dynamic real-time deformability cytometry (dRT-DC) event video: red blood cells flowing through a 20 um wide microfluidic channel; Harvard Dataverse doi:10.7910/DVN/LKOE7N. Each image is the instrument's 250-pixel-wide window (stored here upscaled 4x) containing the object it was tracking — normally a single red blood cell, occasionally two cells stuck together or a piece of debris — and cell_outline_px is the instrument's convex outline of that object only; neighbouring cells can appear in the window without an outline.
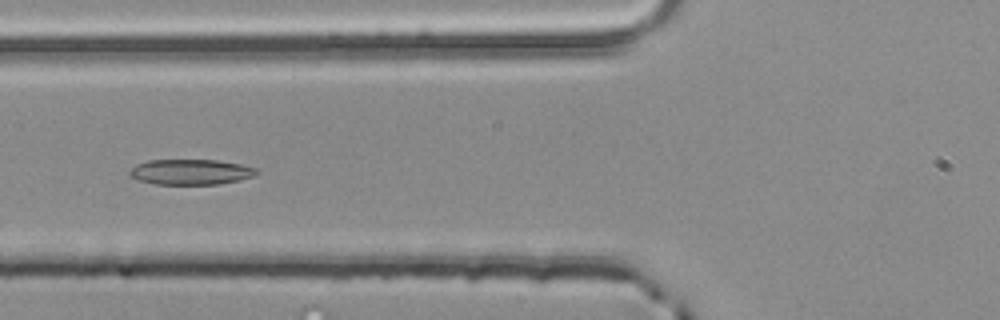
{"species": "common noctule bat (a hibernating species)", "species_latin": "Nyctalus noctula", "temperature_condition": "room temperature", "stored_images_in_passage": 4, "camera_frame_rate_fps": 3000, "um_per_image_px": 0.085, "animal": {"sex": "male", "body_mass_g": 20.4}, "frame": {"image": 1, "passage_image": 4, "time_ms": 1.0, "image_size_px": [1000, 320], "cell_outline_px": [[260, 172], [252, 176], [240, 180], [220, 184], [156, 184], [140, 180], [132, 176], [128, 172], [136, 164], [148, 160], [216, 160], [240, 164], [256, 168]], "centroid_in_image_um": [16.23, 14.61], "position_along_channel_um": 109.6, "area_um2": 18.67}}